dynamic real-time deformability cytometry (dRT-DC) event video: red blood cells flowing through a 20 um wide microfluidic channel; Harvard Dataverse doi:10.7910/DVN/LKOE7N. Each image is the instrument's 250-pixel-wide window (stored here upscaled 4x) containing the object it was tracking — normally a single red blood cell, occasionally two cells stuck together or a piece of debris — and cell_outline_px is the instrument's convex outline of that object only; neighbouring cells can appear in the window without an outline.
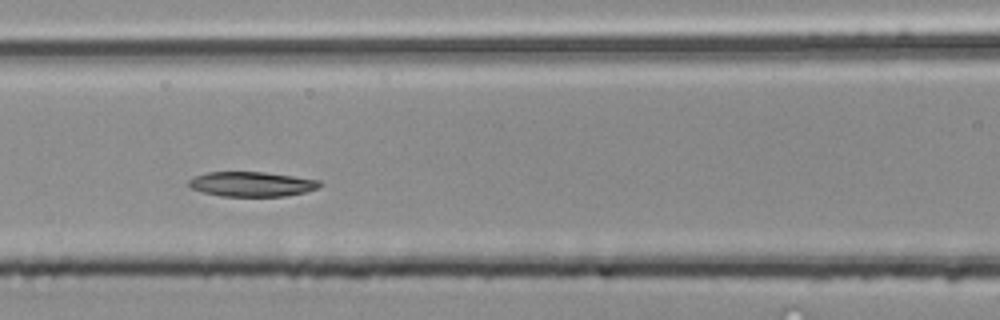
{"species": "common noctule bat (a hibernating species)", "species_latin": "Nyctalus noctula", "temperature_condition": "room temperature", "stored_images_in_passage": 27, "camera_frame_rate_fps": 3000, "um_per_image_px": 0.085, "animal": {"sex": "male", "body_mass_g": 20.4}, "frame": {"image": 1, "passage_image": 8, "time_ms": 2.333, "image_size_px": [1000, 320], "cell_outline_px": [[324, 184], [320, 188], [304, 192], [284, 196], [220, 196], [204, 192], [192, 188], [188, 184], [188, 180], [192, 176], [208, 172], [264, 172], [320, 180]], "centroid_in_image_um": [21.41, 15.64], "position_along_channel_um": 145.2, "area_um2": 18.96}, "authors_computed_cell_mechanics": {"area_um2": 19.1896, "velocity_mm_per_s": 4.0111, "shape_relaxation_time_tau1_ms": null, "shape_relaxation_time_tau2_ms": 4.4881, "deformation_change_tau1": null, "deformation_change_tau2": 0.0832}}